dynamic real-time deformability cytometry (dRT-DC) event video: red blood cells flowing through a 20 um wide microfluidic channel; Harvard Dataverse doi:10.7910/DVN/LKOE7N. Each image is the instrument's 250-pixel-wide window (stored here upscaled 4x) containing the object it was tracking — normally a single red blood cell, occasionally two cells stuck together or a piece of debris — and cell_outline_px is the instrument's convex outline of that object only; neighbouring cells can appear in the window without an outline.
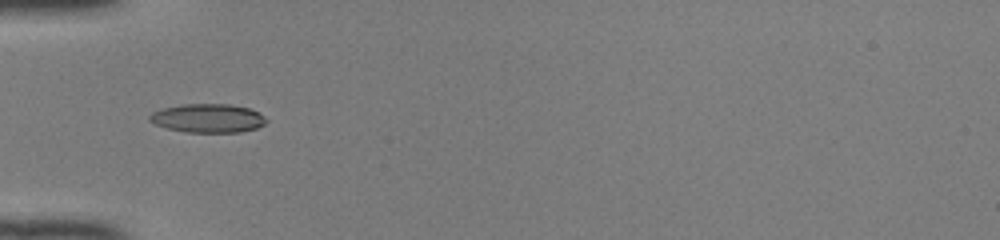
{"species": "common noctule bat (a hibernating species)", "species_latin": "Nyctalus noctula", "temperature_condition": "room temperature", "stored_images_in_passage": 33, "camera_frame_rate_fps": 3000, "um_per_image_px": 0.085, "animal": {"sex": "female", "body_mass_g": 22.0, "forearm_length_mm": 56.7}, "frame": {"image": 1, "passage_image": 1, "time_ms": 0.0, "image_size_px": [1000, 240], "cell_outline_px": [[268, 120], [264, 124], [256, 128], [240, 132], [184, 132], [168, 128], [156, 124], [148, 120], [148, 116], [152, 112], [160, 108], [184, 104], [228, 104], [248, 108], [264, 116]], "centroid_in_image_um": [17.64, 10.04], "position_along_channel_um": 67.4, "area_um2": 19.48}}
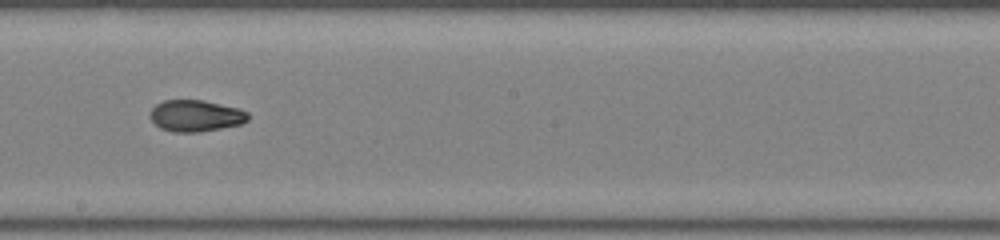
{"frame": {"image": 2, "passage_image": 13, "time_ms": 4.0, "image_size_px": [1000, 240], "cell_outline_px": [[248, 120], [244, 124], [200, 132], [172, 132], [160, 128], [148, 116], [148, 112], [156, 104], [164, 100], [204, 100], [240, 108], [248, 112]], "centroid_in_image_um": [16.64, 9.84], "position_along_channel_um": 231.6, "area_um2": 18.32}}
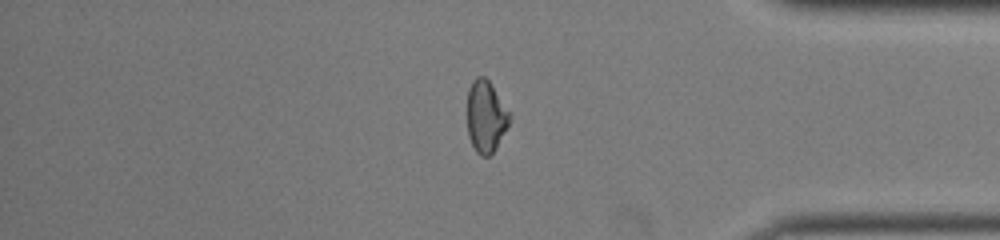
{"frame": {"image": 3, "passage_image": 26, "time_ms": 8.333, "image_size_px": [1000, 240], "cell_outline_px": [[508, 124], [496, 148], [488, 156], [480, 156], [476, 152], [468, 136], [468, 88], [472, 80], [476, 76], [484, 76], [492, 84], [508, 112]], "centroid_in_image_um": [41.26, 9.89], "position_along_channel_um": 393.9, "area_um2": 17.34}, "authors_computed_cell_mechanics": {"area_um2": 18.3804, "velocity_mm_per_s": 4.1551, "shape_relaxation_time_tau1_ms": 8.0602, "shape_relaxation_time_tau2_ms": 2.072, "deformation_change_tau1": 0.2256, "deformation_change_tau2": 0.0639}}